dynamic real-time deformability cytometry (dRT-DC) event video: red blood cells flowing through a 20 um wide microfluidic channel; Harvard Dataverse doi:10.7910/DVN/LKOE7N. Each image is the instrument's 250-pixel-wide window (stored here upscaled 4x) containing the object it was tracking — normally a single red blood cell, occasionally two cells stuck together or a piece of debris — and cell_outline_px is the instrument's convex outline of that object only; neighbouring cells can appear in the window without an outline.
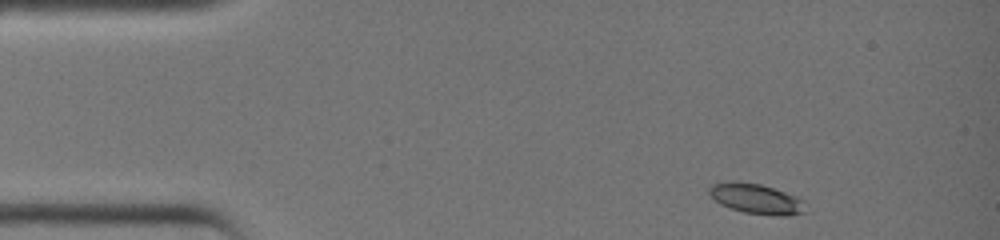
{"species": "common noctule bat (a hibernating species)", "species_latin": "Nyctalus noctula", "temperature_condition": "warm", "stored_images_in_passage": 34, "camera_frame_rate_fps": 3000, "um_per_image_px": 0.085, "animal": {"sex": "female", "body_mass_g": 19.0, "forearm_length_mm": 51.5}, "frame": {"image": 1, "passage_image": 1, "time_ms": 0.0, "image_size_px": [1000, 240], "cell_outline_px": [[804, 212], [788, 216], [776, 216], [744, 212], [720, 204], [708, 192], [708, 188], [712, 184], [728, 180], [736, 180], [760, 184], [796, 196], [804, 200]], "centroid_in_image_um": [64.26, 16.88], "position_along_channel_um": 20.7, "area_um2": 16.94}}
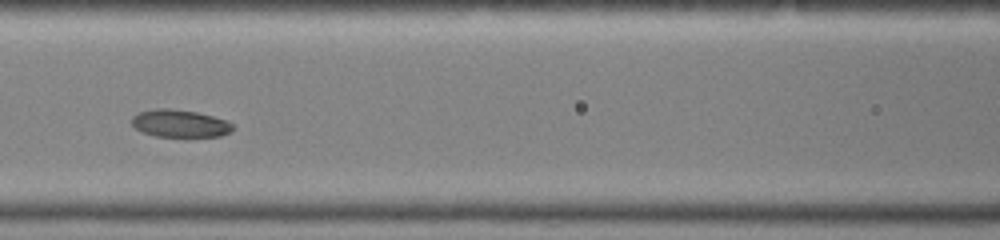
{"frame": {"image": 2, "passage_image": 14, "time_ms": 4.333, "image_size_px": [1000, 240], "cell_outline_px": [[236, 128], [220, 136], [156, 136], [144, 132], [136, 128], [132, 124], [132, 116], [140, 112], [156, 108], [168, 108], [196, 112], [228, 120]], "centroid_in_image_um": [15.31, 10.48], "position_along_channel_um": 151.3, "area_um2": 16.01}}
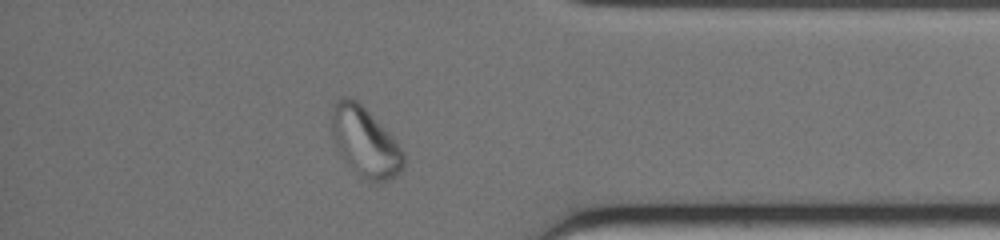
{"frame": {"image": 3, "passage_image": 30, "time_ms": 9.667, "image_size_px": [1000, 240], "cell_outline_px": [[404, 168], [396, 176], [380, 184], [368, 180], [360, 176], [340, 156], [336, 148], [332, 132], [332, 104], [340, 96], [352, 96], [396, 140], [404, 152]], "centroid_in_image_um": [31.02, 12.08], "position_along_channel_um": 404.2, "area_um2": 29.19}}